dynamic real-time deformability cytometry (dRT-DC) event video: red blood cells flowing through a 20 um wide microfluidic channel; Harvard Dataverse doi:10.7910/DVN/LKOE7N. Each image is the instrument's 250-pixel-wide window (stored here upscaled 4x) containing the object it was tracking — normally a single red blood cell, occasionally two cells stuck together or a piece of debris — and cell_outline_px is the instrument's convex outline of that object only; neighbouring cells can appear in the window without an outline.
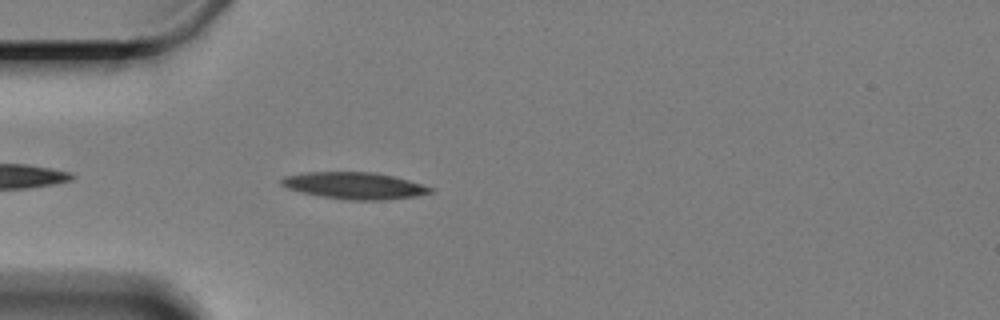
{"species": "Egyptian fruit bat (a non-hibernating species)", "species_latin": "Rousettus aegyptiacus", "temperature_condition": "cold", "stored_images_in_passage": 31, "camera_frame_rate_fps": 3000, "um_per_image_px": 0.085, "animal": {"sex": "female"}, "frame": {"image": 1, "passage_image": 4, "time_ms": 1.0, "image_size_px": [1000, 320], "cell_outline_px": [[436, 192], [416, 196], [384, 200], [352, 200], [320, 196], [288, 188], [280, 184], [280, 180], [284, 176], [308, 172], [376, 172], [408, 180], [436, 188]], "centroid_in_image_um": [30.2, 15.78], "position_along_channel_um": 54.8, "area_um2": 23.24}}
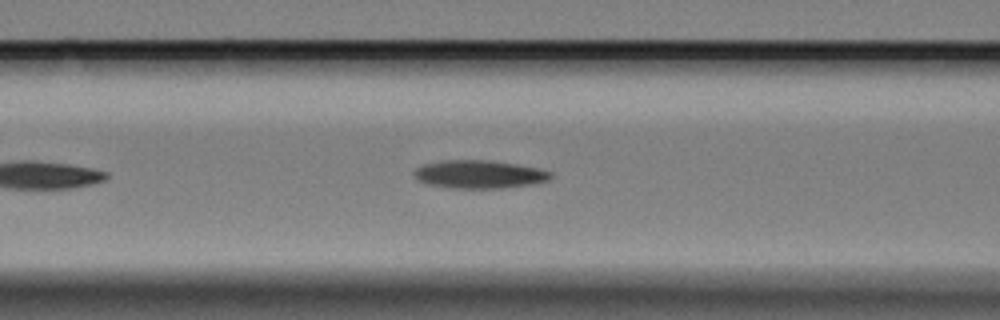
{"frame": {"image": 2, "passage_image": 11, "time_ms": 3.333, "image_size_px": [1000, 320], "cell_outline_px": [[552, 176], [548, 180], [532, 184], [500, 188], [452, 188], [424, 184], [416, 180], [412, 172], [420, 164], [440, 160], [492, 160], [540, 168], [552, 172]], "centroid_in_image_um": [40.67, 14.8], "position_along_channel_um": 125.9, "area_um2": 22.77}}
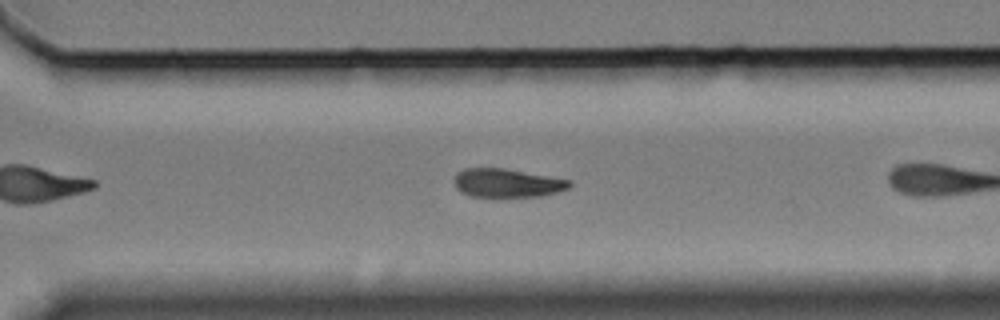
{"frame": {"image": 3, "passage_image": 26, "time_ms": 8.333, "image_size_px": [1000, 320], "cell_outline_px": [[572, 184], [568, 188], [556, 192], [540, 196], [492, 200], [468, 196], [460, 192], [456, 188], [452, 180], [456, 172], [464, 168], [504, 168], [572, 180]], "centroid_in_image_um": [43.02, 15.6], "position_along_channel_um": 327.6, "area_um2": 20.35}}